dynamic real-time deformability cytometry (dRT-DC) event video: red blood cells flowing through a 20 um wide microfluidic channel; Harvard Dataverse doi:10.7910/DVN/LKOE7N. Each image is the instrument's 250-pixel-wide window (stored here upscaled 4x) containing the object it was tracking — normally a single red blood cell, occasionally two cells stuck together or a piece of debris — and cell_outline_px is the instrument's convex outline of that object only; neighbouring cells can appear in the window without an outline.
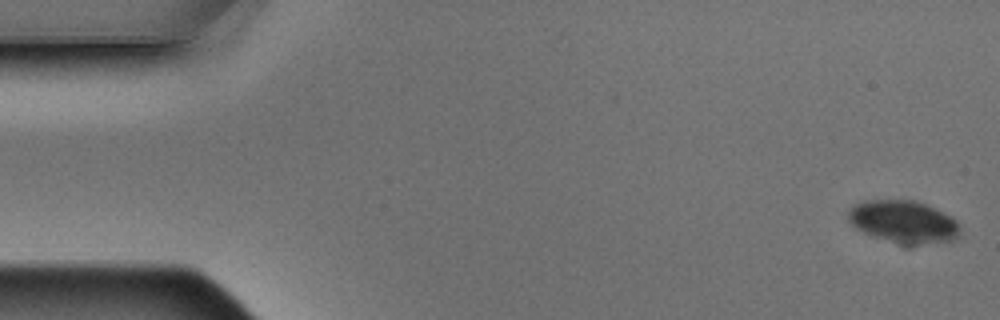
{"species": "Egyptian fruit bat (a non-hibernating species)", "species_latin": "Rousettus aegyptiacus", "temperature_condition": "warm", "stored_images_in_passage": 5, "camera_frame_rate_fps": 3000, "um_per_image_px": 0.085, "animal": {"sex": "male"}, "frame": {"image": 1, "passage_image": 1, "time_ms": 0.0, "image_size_px": [1000, 320], "cell_outline_px": [[960, 236], [952, 240], [916, 244], [900, 244], [864, 232], [856, 228], [848, 220], [848, 208], [864, 200], [916, 200], [952, 216], [960, 224]], "centroid_in_image_um": [76.81, 18.83], "position_along_channel_um": 8.2, "area_um2": 27.51}}
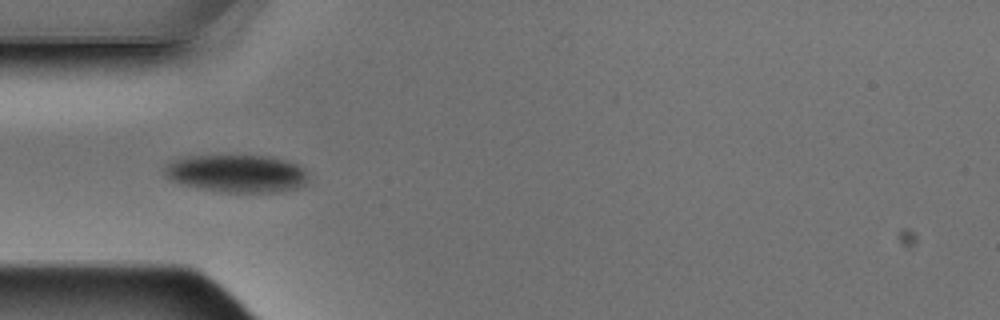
{"frame": {"image": 2, "passage_image": 5, "time_ms": 1.333, "image_size_px": [1000, 320], "cell_outline_px": [[308, 176], [304, 184], [296, 188], [280, 192], [220, 192], [180, 184], [168, 180], [164, 172], [164, 168], [168, 164], [176, 160], [192, 156], [268, 156], [288, 160], [304, 168]], "centroid_in_image_um": [20.14, 14.76], "position_along_channel_um": 64.9, "area_um2": 31.5}}